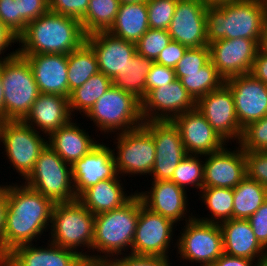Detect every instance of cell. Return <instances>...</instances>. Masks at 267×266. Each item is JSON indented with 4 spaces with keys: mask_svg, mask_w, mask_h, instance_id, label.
<instances>
[{
    "mask_svg": "<svg viewBox=\"0 0 267 266\" xmlns=\"http://www.w3.org/2000/svg\"><path fill=\"white\" fill-rule=\"evenodd\" d=\"M7 184L3 258L15 247L37 243L48 232L54 203L24 183Z\"/></svg>",
    "mask_w": 267,
    "mask_h": 266,
    "instance_id": "1",
    "label": "cell"
},
{
    "mask_svg": "<svg viewBox=\"0 0 267 266\" xmlns=\"http://www.w3.org/2000/svg\"><path fill=\"white\" fill-rule=\"evenodd\" d=\"M85 41L80 20L48 10L27 24L25 31L17 38V53L67 55Z\"/></svg>",
    "mask_w": 267,
    "mask_h": 266,
    "instance_id": "2",
    "label": "cell"
},
{
    "mask_svg": "<svg viewBox=\"0 0 267 266\" xmlns=\"http://www.w3.org/2000/svg\"><path fill=\"white\" fill-rule=\"evenodd\" d=\"M266 2L235 0L207 5L206 26L208 44L220 39H262Z\"/></svg>",
    "mask_w": 267,
    "mask_h": 266,
    "instance_id": "3",
    "label": "cell"
},
{
    "mask_svg": "<svg viewBox=\"0 0 267 266\" xmlns=\"http://www.w3.org/2000/svg\"><path fill=\"white\" fill-rule=\"evenodd\" d=\"M138 218L137 193L123 206L95 215L91 262L111 261L112 257L131 254Z\"/></svg>",
    "mask_w": 267,
    "mask_h": 266,
    "instance_id": "4",
    "label": "cell"
},
{
    "mask_svg": "<svg viewBox=\"0 0 267 266\" xmlns=\"http://www.w3.org/2000/svg\"><path fill=\"white\" fill-rule=\"evenodd\" d=\"M94 219L95 215L78 200L69 203H54L49 241L57 246L72 249L80 254L86 263L91 262Z\"/></svg>",
    "mask_w": 267,
    "mask_h": 266,
    "instance_id": "5",
    "label": "cell"
},
{
    "mask_svg": "<svg viewBox=\"0 0 267 266\" xmlns=\"http://www.w3.org/2000/svg\"><path fill=\"white\" fill-rule=\"evenodd\" d=\"M101 134H117L143 125L141 101L131 93L111 86L84 115Z\"/></svg>",
    "mask_w": 267,
    "mask_h": 266,
    "instance_id": "6",
    "label": "cell"
},
{
    "mask_svg": "<svg viewBox=\"0 0 267 266\" xmlns=\"http://www.w3.org/2000/svg\"><path fill=\"white\" fill-rule=\"evenodd\" d=\"M4 119L22 121L40 92L28 61L18 53L1 60Z\"/></svg>",
    "mask_w": 267,
    "mask_h": 266,
    "instance_id": "7",
    "label": "cell"
},
{
    "mask_svg": "<svg viewBox=\"0 0 267 266\" xmlns=\"http://www.w3.org/2000/svg\"><path fill=\"white\" fill-rule=\"evenodd\" d=\"M53 203L77 200L72 166L67 164L48 144L41 151L32 172L23 182Z\"/></svg>",
    "mask_w": 267,
    "mask_h": 266,
    "instance_id": "8",
    "label": "cell"
},
{
    "mask_svg": "<svg viewBox=\"0 0 267 266\" xmlns=\"http://www.w3.org/2000/svg\"><path fill=\"white\" fill-rule=\"evenodd\" d=\"M185 226L177 239H174V249L179 258L187 263H198L199 266H212L224 253L223 234L219 224L203 222L195 217L184 222ZM177 245V246H176ZM180 254V256H178Z\"/></svg>",
    "mask_w": 267,
    "mask_h": 266,
    "instance_id": "9",
    "label": "cell"
},
{
    "mask_svg": "<svg viewBox=\"0 0 267 266\" xmlns=\"http://www.w3.org/2000/svg\"><path fill=\"white\" fill-rule=\"evenodd\" d=\"M42 133L37 132L23 120H5L2 128L1 144L13 170L25 180L32 172L35 162L41 151L48 144V138L42 137Z\"/></svg>",
    "mask_w": 267,
    "mask_h": 266,
    "instance_id": "10",
    "label": "cell"
},
{
    "mask_svg": "<svg viewBox=\"0 0 267 266\" xmlns=\"http://www.w3.org/2000/svg\"><path fill=\"white\" fill-rule=\"evenodd\" d=\"M115 135L113 154L118 174L123 178L150 176L156 154L152 135L143 126Z\"/></svg>",
    "mask_w": 267,
    "mask_h": 266,
    "instance_id": "11",
    "label": "cell"
},
{
    "mask_svg": "<svg viewBox=\"0 0 267 266\" xmlns=\"http://www.w3.org/2000/svg\"><path fill=\"white\" fill-rule=\"evenodd\" d=\"M176 226L178 225L172 220L145 207L139 197V218L132 241L131 254L170 258L169 248L174 245L173 237Z\"/></svg>",
    "mask_w": 267,
    "mask_h": 266,
    "instance_id": "12",
    "label": "cell"
},
{
    "mask_svg": "<svg viewBox=\"0 0 267 266\" xmlns=\"http://www.w3.org/2000/svg\"><path fill=\"white\" fill-rule=\"evenodd\" d=\"M142 126L152 135L156 148L151 180H171L187 155L177 126L173 121H144Z\"/></svg>",
    "mask_w": 267,
    "mask_h": 266,
    "instance_id": "13",
    "label": "cell"
},
{
    "mask_svg": "<svg viewBox=\"0 0 267 266\" xmlns=\"http://www.w3.org/2000/svg\"><path fill=\"white\" fill-rule=\"evenodd\" d=\"M196 108L227 144L230 141L232 146L236 141L238 146L243 129L236 116L232 92L225 84L198 99Z\"/></svg>",
    "mask_w": 267,
    "mask_h": 266,
    "instance_id": "14",
    "label": "cell"
},
{
    "mask_svg": "<svg viewBox=\"0 0 267 266\" xmlns=\"http://www.w3.org/2000/svg\"><path fill=\"white\" fill-rule=\"evenodd\" d=\"M210 61L227 80L251 72L260 44L253 39H220L208 44Z\"/></svg>",
    "mask_w": 267,
    "mask_h": 266,
    "instance_id": "15",
    "label": "cell"
},
{
    "mask_svg": "<svg viewBox=\"0 0 267 266\" xmlns=\"http://www.w3.org/2000/svg\"><path fill=\"white\" fill-rule=\"evenodd\" d=\"M196 108V101L179 79L151 90L141 101L144 121H172L175 117Z\"/></svg>",
    "mask_w": 267,
    "mask_h": 266,
    "instance_id": "16",
    "label": "cell"
},
{
    "mask_svg": "<svg viewBox=\"0 0 267 266\" xmlns=\"http://www.w3.org/2000/svg\"><path fill=\"white\" fill-rule=\"evenodd\" d=\"M206 8L207 4L202 0H177L167 29L172 40L189 49L208 45Z\"/></svg>",
    "mask_w": 267,
    "mask_h": 266,
    "instance_id": "17",
    "label": "cell"
},
{
    "mask_svg": "<svg viewBox=\"0 0 267 266\" xmlns=\"http://www.w3.org/2000/svg\"><path fill=\"white\" fill-rule=\"evenodd\" d=\"M232 92L240 127L267 116V85L252 74L234 76L224 83Z\"/></svg>",
    "mask_w": 267,
    "mask_h": 266,
    "instance_id": "18",
    "label": "cell"
},
{
    "mask_svg": "<svg viewBox=\"0 0 267 266\" xmlns=\"http://www.w3.org/2000/svg\"><path fill=\"white\" fill-rule=\"evenodd\" d=\"M150 181L152 183L147 191L139 192L136 190L145 207L172 220L178 226L180 221L185 220L186 222L195 217L193 212L190 214V207H188L189 197L187 192L190 191L184 190L171 180Z\"/></svg>",
    "mask_w": 267,
    "mask_h": 266,
    "instance_id": "19",
    "label": "cell"
},
{
    "mask_svg": "<svg viewBox=\"0 0 267 266\" xmlns=\"http://www.w3.org/2000/svg\"><path fill=\"white\" fill-rule=\"evenodd\" d=\"M25 244L15 247L1 261L0 266H87L80 254L57 246L48 240L46 245Z\"/></svg>",
    "mask_w": 267,
    "mask_h": 266,
    "instance_id": "20",
    "label": "cell"
},
{
    "mask_svg": "<svg viewBox=\"0 0 267 266\" xmlns=\"http://www.w3.org/2000/svg\"><path fill=\"white\" fill-rule=\"evenodd\" d=\"M228 145L203 156L204 187L233 189L246 176L245 151L240 146L228 149Z\"/></svg>",
    "mask_w": 267,
    "mask_h": 266,
    "instance_id": "21",
    "label": "cell"
},
{
    "mask_svg": "<svg viewBox=\"0 0 267 266\" xmlns=\"http://www.w3.org/2000/svg\"><path fill=\"white\" fill-rule=\"evenodd\" d=\"M172 121L180 132L187 154L204 156L226 145L197 108L178 115Z\"/></svg>",
    "mask_w": 267,
    "mask_h": 266,
    "instance_id": "22",
    "label": "cell"
},
{
    "mask_svg": "<svg viewBox=\"0 0 267 266\" xmlns=\"http://www.w3.org/2000/svg\"><path fill=\"white\" fill-rule=\"evenodd\" d=\"M113 152L112 147L101 142L72 165L74 191L77 197L99 181L118 175Z\"/></svg>",
    "mask_w": 267,
    "mask_h": 266,
    "instance_id": "23",
    "label": "cell"
},
{
    "mask_svg": "<svg viewBox=\"0 0 267 266\" xmlns=\"http://www.w3.org/2000/svg\"><path fill=\"white\" fill-rule=\"evenodd\" d=\"M86 42L94 50L99 72L113 79L137 53L136 44L119 38L108 31L86 36Z\"/></svg>",
    "mask_w": 267,
    "mask_h": 266,
    "instance_id": "24",
    "label": "cell"
},
{
    "mask_svg": "<svg viewBox=\"0 0 267 266\" xmlns=\"http://www.w3.org/2000/svg\"><path fill=\"white\" fill-rule=\"evenodd\" d=\"M31 66L40 93L70 96L65 54L21 55Z\"/></svg>",
    "mask_w": 267,
    "mask_h": 266,
    "instance_id": "25",
    "label": "cell"
},
{
    "mask_svg": "<svg viewBox=\"0 0 267 266\" xmlns=\"http://www.w3.org/2000/svg\"><path fill=\"white\" fill-rule=\"evenodd\" d=\"M73 118L68 97L40 93L23 121L37 132L44 133L45 137L68 124Z\"/></svg>",
    "mask_w": 267,
    "mask_h": 266,
    "instance_id": "26",
    "label": "cell"
},
{
    "mask_svg": "<svg viewBox=\"0 0 267 266\" xmlns=\"http://www.w3.org/2000/svg\"><path fill=\"white\" fill-rule=\"evenodd\" d=\"M74 118L48 136V145L71 166L99 143ZM78 124V125H77ZM95 140V141H94Z\"/></svg>",
    "mask_w": 267,
    "mask_h": 266,
    "instance_id": "27",
    "label": "cell"
},
{
    "mask_svg": "<svg viewBox=\"0 0 267 266\" xmlns=\"http://www.w3.org/2000/svg\"><path fill=\"white\" fill-rule=\"evenodd\" d=\"M121 178L118 174L115 178L99 181L83 191L77 200L94 215L119 208L136 194V191L126 193Z\"/></svg>",
    "mask_w": 267,
    "mask_h": 266,
    "instance_id": "28",
    "label": "cell"
},
{
    "mask_svg": "<svg viewBox=\"0 0 267 266\" xmlns=\"http://www.w3.org/2000/svg\"><path fill=\"white\" fill-rule=\"evenodd\" d=\"M223 234V252L236 257L259 260L265 249L255 237L247 219H230L220 224Z\"/></svg>",
    "mask_w": 267,
    "mask_h": 266,
    "instance_id": "29",
    "label": "cell"
},
{
    "mask_svg": "<svg viewBox=\"0 0 267 266\" xmlns=\"http://www.w3.org/2000/svg\"><path fill=\"white\" fill-rule=\"evenodd\" d=\"M146 1L122 3L114 24L108 32L126 41L136 43L149 29Z\"/></svg>",
    "mask_w": 267,
    "mask_h": 266,
    "instance_id": "30",
    "label": "cell"
},
{
    "mask_svg": "<svg viewBox=\"0 0 267 266\" xmlns=\"http://www.w3.org/2000/svg\"><path fill=\"white\" fill-rule=\"evenodd\" d=\"M154 61L135 54L126 66L112 79L113 86L131 93L140 101L146 96V77Z\"/></svg>",
    "mask_w": 267,
    "mask_h": 266,
    "instance_id": "31",
    "label": "cell"
},
{
    "mask_svg": "<svg viewBox=\"0 0 267 266\" xmlns=\"http://www.w3.org/2000/svg\"><path fill=\"white\" fill-rule=\"evenodd\" d=\"M267 199V188L245 176L233 188V218L248 219Z\"/></svg>",
    "mask_w": 267,
    "mask_h": 266,
    "instance_id": "32",
    "label": "cell"
},
{
    "mask_svg": "<svg viewBox=\"0 0 267 266\" xmlns=\"http://www.w3.org/2000/svg\"><path fill=\"white\" fill-rule=\"evenodd\" d=\"M67 61L70 93L99 72L97 56L86 41L79 48L67 54Z\"/></svg>",
    "mask_w": 267,
    "mask_h": 266,
    "instance_id": "33",
    "label": "cell"
},
{
    "mask_svg": "<svg viewBox=\"0 0 267 266\" xmlns=\"http://www.w3.org/2000/svg\"><path fill=\"white\" fill-rule=\"evenodd\" d=\"M200 193V194H199ZM198 193L200 201L205 208L209 210V217H200L198 214L196 219L208 222L217 223L230 220L233 218V189L232 188H219V187H203Z\"/></svg>",
    "mask_w": 267,
    "mask_h": 266,
    "instance_id": "34",
    "label": "cell"
},
{
    "mask_svg": "<svg viewBox=\"0 0 267 266\" xmlns=\"http://www.w3.org/2000/svg\"><path fill=\"white\" fill-rule=\"evenodd\" d=\"M113 85L112 79L102 72L94 74L81 87L73 90L69 96V108L72 116L79 113L84 115L95 102ZM75 112V113H74ZM83 113V114H82Z\"/></svg>",
    "mask_w": 267,
    "mask_h": 266,
    "instance_id": "35",
    "label": "cell"
},
{
    "mask_svg": "<svg viewBox=\"0 0 267 266\" xmlns=\"http://www.w3.org/2000/svg\"><path fill=\"white\" fill-rule=\"evenodd\" d=\"M119 6V0H89L88 9L81 20L85 35L109 31L115 22Z\"/></svg>",
    "mask_w": 267,
    "mask_h": 266,
    "instance_id": "36",
    "label": "cell"
},
{
    "mask_svg": "<svg viewBox=\"0 0 267 266\" xmlns=\"http://www.w3.org/2000/svg\"><path fill=\"white\" fill-rule=\"evenodd\" d=\"M179 80L195 101L209 92L219 89L225 83L211 61L203 66L199 72L187 74Z\"/></svg>",
    "mask_w": 267,
    "mask_h": 266,
    "instance_id": "37",
    "label": "cell"
},
{
    "mask_svg": "<svg viewBox=\"0 0 267 266\" xmlns=\"http://www.w3.org/2000/svg\"><path fill=\"white\" fill-rule=\"evenodd\" d=\"M202 158L203 155L187 154L173 172L171 181L186 191L189 190L188 187H191L200 192L204 187V161Z\"/></svg>",
    "mask_w": 267,
    "mask_h": 266,
    "instance_id": "38",
    "label": "cell"
},
{
    "mask_svg": "<svg viewBox=\"0 0 267 266\" xmlns=\"http://www.w3.org/2000/svg\"><path fill=\"white\" fill-rule=\"evenodd\" d=\"M172 41L167 30L149 28L135 43L137 54L155 61L161 51Z\"/></svg>",
    "mask_w": 267,
    "mask_h": 266,
    "instance_id": "39",
    "label": "cell"
},
{
    "mask_svg": "<svg viewBox=\"0 0 267 266\" xmlns=\"http://www.w3.org/2000/svg\"><path fill=\"white\" fill-rule=\"evenodd\" d=\"M238 144L244 151H267V116L244 127Z\"/></svg>",
    "mask_w": 267,
    "mask_h": 266,
    "instance_id": "40",
    "label": "cell"
},
{
    "mask_svg": "<svg viewBox=\"0 0 267 266\" xmlns=\"http://www.w3.org/2000/svg\"><path fill=\"white\" fill-rule=\"evenodd\" d=\"M149 27L167 30L174 16L177 0H147Z\"/></svg>",
    "mask_w": 267,
    "mask_h": 266,
    "instance_id": "41",
    "label": "cell"
},
{
    "mask_svg": "<svg viewBox=\"0 0 267 266\" xmlns=\"http://www.w3.org/2000/svg\"><path fill=\"white\" fill-rule=\"evenodd\" d=\"M209 61L210 49L208 45L200 48H188L174 68L176 79L199 72Z\"/></svg>",
    "mask_w": 267,
    "mask_h": 266,
    "instance_id": "42",
    "label": "cell"
},
{
    "mask_svg": "<svg viewBox=\"0 0 267 266\" xmlns=\"http://www.w3.org/2000/svg\"><path fill=\"white\" fill-rule=\"evenodd\" d=\"M0 20L16 39L27 27L19 16L18 0H0Z\"/></svg>",
    "mask_w": 267,
    "mask_h": 266,
    "instance_id": "43",
    "label": "cell"
},
{
    "mask_svg": "<svg viewBox=\"0 0 267 266\" xmlns=\"http://www.w3.org/2000/svg\"><path fill=\"white\" fill-rule=\"evenodd\" d=\"M246 175L267 188V151H245Z\"/></svg>",
    "mask_w": 267,
    "mask_h": 266,
    "instance_id": "44",
    "label": "cell"
},
{
    "mask_svg": "<svg viewBox=\"0 0 267 266\" xmlns=\"http://www.w3.org/2000/svg\"><path fill=\"white\" fill-rule=\"evenodd\" d=\"M89 5V0H48L50 11L82 20Z\"/></svg>",
    "mask_w": 267,
    "mask_h": 266,
    "instance_id": "45",
    "label": "cell"
},
{
    "mask_svg": "<svg viewBox=\"0 0 267 266\" xmlns=\"http://www.w3.org/2000/svg\"><path fill=\"white\" fill-rule=\"evenodd\" d=\"M176 80L175 70L158 63H153L146 77V95L153 89Z\"/></svg>",
    "mask_w": 267,
    "mask_h": 266,
    "instance_id": "46",
    "label": "cell"
},
{
    "mask_svg": "<svg viewBox=\"0 0 267 266\" xmlns=\"http://www.w3.org/2000/svg\"><path fill=\"white\" fill-rule=\"evenodd\" d=\"M115 266H171V261L166 257L140 256L134 254H123L112 258Z\"/></svg>",
    "mask_w": 267,
    "mask_h": 266,
    "instance_id": "47",
    "label": "cell"
},
{
    "mask_svg": "<svg viewBox=\"0 0 267 266\" xmlns=\"http://www.w3.org/2000/svg\"><path fill=\"white\" fill-rule=\"evenodd\" d=\"M256 239L261 246L267 249V199L248 219Z\"/></svg>",
    "mask_w": 267,
    "mask_h": 266,
    "instance_id": "48",
    "label": "cell"
},
{
    "mask_svg": "<svg viewBox=\"0 0 267 266\" xmlns=\"http://www.w3.org/2000/svg\"><path fill=\"white\" fill-rule=\"evenodd\" d=\"M19 16L28 24L45 14L49 8L45 0H18Z\"/></svg>",
    "mask_w": 267,
    "mask_h": 266,
    "instance_id": "49",
    "label": "cell"
},
{
    "mask_svg": "<svg viewBox=\"0 0 267 266\" xmlns=\"http://www.w3.org/2000/svg\"><path fill=\"white\" fill-rule=\"evenodd\" d=\"M188 48L181 43L172 40L158 55L154 61L166 67L175 68L177 63L182 59Z\"/></svg>",
    "mask_w": 267,
    "mask_h": 266,
    "instance_id": "50",
    "label": "cell"
},
{
    "mask_svg": "<svg viewBox=\"0 0 267 266\" xmlns=\"http://www.w3.org/2000/svg\"><path fill=\"white\" fill-rule=\"evenodd\" d=\"M250 74L267 85V50L258 49Z\"/></svg>",
    "mask_w": 267,
    "mask_h": 266,
    "instance_id": "51",
    "label": "cell"
},
{
    "mask_svg": "<svg viewBox=\"0 0 267 266\" xmlns=\"http://www.w3.org/2000/svg\"><path fill=\"white\" fill-rule=\"evenodd\" d=\"M14 43L15 44L17 43V39L9 32V30L2 24L0 20V61L8 59L9 57L17 53V49L14 48H12L13 49L12 52L10 51V53L8 54L6 52L7 50L10 49V47H13L12 44L14 45ZM4 53H6L7 56Z\"/></svg>",
    "mask_w": 267,
    "mask_h": 266,
    "instance_id": "52",
    "label": "cell"
},
{
    "mask_svg": "<svg viewBox=\"0 0 267 266\" xmlns=\"http://www.w3.org/2000/svg\"><path fill=\"white\" fill-rule=\"evenodd\" d=\"M212 266H259V260H250L223 253Z\"/></svg>",
    "mask_w": 267,
    "mask_h": 266,
    "instance_id": "53",
    "label": "cell"
},
{
    "mask_svg": "<svg viewBox=\"0 0 267 266\" xmlns=\"http://www.w3.org/2000/svg\"><path fill=\"white\" fill-rule=\"evenodd\" d=\"M7 209V185L0 184V261L3 259V235Z\"/></svg>",
    "mask_w": 267,
    "mask_h": 266,
    "instance_id": "54",
    "label": "cell"
},
{
    "mask_svg": "<svg viewBox=\"0 0 267 266\" xmlns=\"http://www.w3.org/2000/svg\"><path fill=\"white\" fill-rule=\"evenodd\" d=\"M260 47L262 49L267 50V2H266L265 14H264L263 31H262V39H261Z\"/></svg>",
    "mask_w": 267,
    "mask_h": 266,
    "instance_id": "55",
    "label": "cell"
},
{
    "mask_svg": "<svg viewBox=\"0 0 267 266\" xmlns=\"http://www.w3.org/2000/svg\"><path fill=\"white\" fill-rule=\"evenodd\" d=\"M0 115L4 118V90L2 86V77H1V61H0Z\"/></svg>",
    "mask_w": 267,
    "mask_h": 266,
    "instance_id": "56",
    "label": "cell"
},
{
    "mask_svg": "<svg viewBox=\"0 0 267 266\" xmlns=\"http://www.w3.org/2000/svg\"><path fill=\"white\" fill-rule=\"evenodd\" d=\"M87 266H115L111 261L88 262Z\"/></svg>",
    "mask_w": 267,
    "mask_h": 266,
    "instance_id": "57",
    "label": "cell"
},
{
    "mask_svg": "<svg viewBox=\"0 0 267 266\" xmlns=\"http://www.w3.org/2000/svg\"><path fill=\"white\" fill-rule=\"evenodd\" d=\"M202 1L206 3L207 5H217V4L226 3V2L235 1V0H202Z\"/></svg>",
    "mask_w": 267,
    "mask_h": 266,
    "instance_id": "58",
    "label": "cell"
},
{
    "mask_svg": "<svg viewBox=\"0 0 267 266\" xmlns=\"http://www.w3.org/2000/svg\"><path fill=\"white\" fill-rule=\"evenodd\" d=\"M259 266H267V249L264 254L259 258Z\"/></svg>",
    "mask_w": 267,
    "mask_h": 266,
    "instance_id": "59",
    "label": "cell"
},
{
    "mask_svg": "<svg viewBox=\"0 0 267 266\" xmlns=\"http://www.w3.org/2000/svg\"><path fill=\"white\" fill-rule=\"evenodd\" d=\"M147 0H119L120 4L122 3H138V2H144Z\"/></svg>",
    "mask_w": 267,
    "mask_h": 266,
    "instance_id": "60",
    "label": "cell"
},
{
    "mask_svg": "<svg viewBox=\"0 0 267 266\" xmlns=\"http://www.w3.org/2000/svg\"><path fill=\"white\" fill-rule=\"evenodd\" d=\"M4 122H5V119L3 118L2 115H0V145H1L2 128H3Z\"/></svg>",
    "mask_w": 267,
    "mask_h": 266,
    "instance_id": "61",
    "label": "cell"
}]
</instances>
